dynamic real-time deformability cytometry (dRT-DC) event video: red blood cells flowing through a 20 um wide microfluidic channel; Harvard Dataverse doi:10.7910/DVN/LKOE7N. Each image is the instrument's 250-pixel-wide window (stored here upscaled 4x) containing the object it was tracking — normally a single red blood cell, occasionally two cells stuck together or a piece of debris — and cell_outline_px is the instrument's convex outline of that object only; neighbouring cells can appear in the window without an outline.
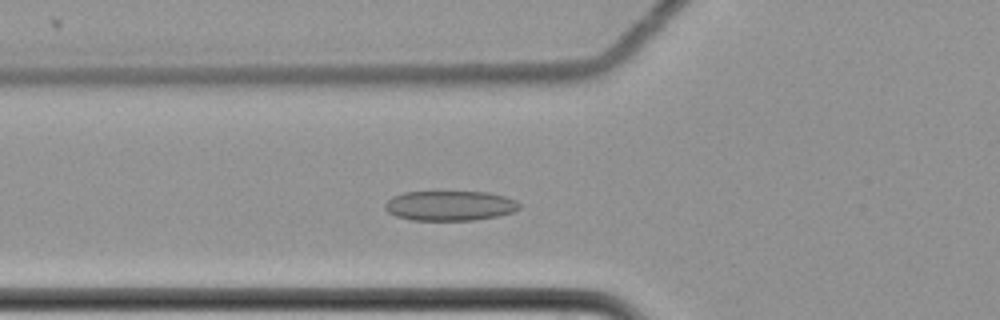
{"species": "common noctule bat (a hibernating species)", "species_latin": "Nyctalus noctula", "temperature_condition": "cold", "stored_images_in_passage": 58, "camera_frame_rate_fps": 3000, "um_per_image_px": 0.085, "animal": {"sex": "female", "body_mass_g": 22.7, "forearm_length_mm": 54.2}, "frame": {"image": 1, "passage_image": 20, "time_ms": 6.333, "image_size_px": [1000, 320], "cell_outline_px": [[520, 208], [512, 212], [500, 216], [476, 220], [412, 220], [396, 216], [388, 212], [384, 208], [384, 204], [392, 196], [404, 192], [488, 192], [504, 196], [516, 200], [520, 204]], "centroid_in_image_um": [38.24, 17.49], "position_along_channel_um": 87.6, "area_um2": 23.52}}
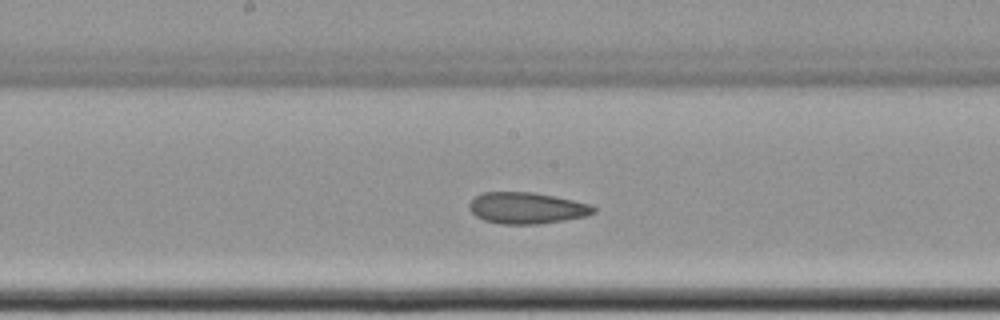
{"frame": {"image": 2, "passage_image": 30, "time_ms": 9.667, "image_size_px": [1000, 320], "cell_outline_px": [[596, 212], [588, 216], [564, 220], [536, 224], [500, 224], [484, 220], [476, 216], [468, 208], [468, 204], [476, 196], [484, 192], [532, 192], [572, 200], [588, 204], [596, 208]], "centroid_in_image_um": [44.76, 17.69], "position_along_channel_um": 203.4, "area_um2": 22.6}}
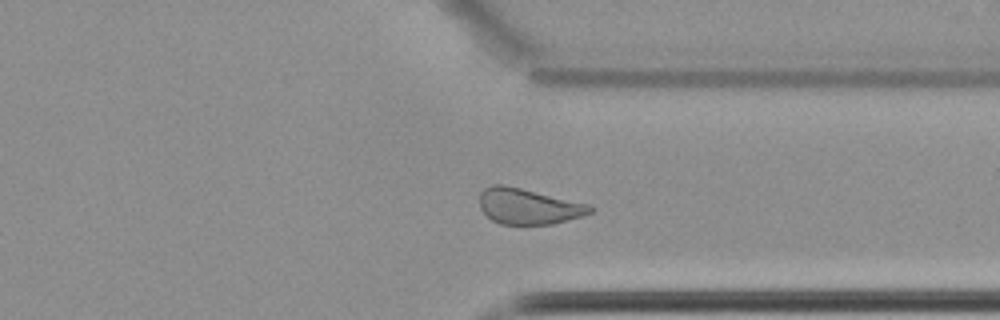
{"frame": {"image": 3, "passage_image": 44, "time_ms": 14.333, "image_size_px": [1000, 320], "cell_outline_px": [[592, 212], [584, 216], [552, 224], [500, 224], [492, 220], [480, 208], [480, 192], [484, 188], [492, 184], [500, 184], [520, 188], [588, 204], [592, 208]], "centroid_in_image_um": [44.89, 17.54], "position_along_channel_um": 366.5, "area_um2": 22.77}, "authors_computed_cell_mechanics": {"area_um2": 24.3049, "velocity_mm_per_s": 3.4813, "shape_relaxation_time_tau1_ms": null, "shape_relaxation_time_tau2_ms": 3.4965, "deformation_change_tau1": null, "deformation_change_tau2": 0.1068}}